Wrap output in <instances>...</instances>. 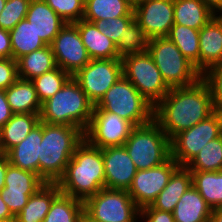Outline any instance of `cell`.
<instances>
[{
    "instance_id": "f546056e",
    "label": "cell",
    "mask_w": 222,
    "mask_h": 222,
    "mask_svg": "<svg viewBox=\"0 0 222 222\" xmlns=\"http://www.w3.org/2000/svg\"><path fill=\"white\" fill-rule=\"evenodd\" d=\"M192 185L212 208L222 207V171H191Z\"/></svg>"
},
{
    "instance_id": "9c48e42d",
    "label": "cell",
    "mask_w": 222,
    "mask_h": 222,
    "mask_svg": "<svg viewBox=\"0 0 222 222\" xmlns=\"http://www.w3.org/2000/svg\"><path fill=\"white\" fill-rule=\"evenodd\" d=\"M84 211L98 222H142L128 190L102 188L84 202Z\"/></svg>"
},
{
    "instance_id": "ee69618b",
    "label": "cell",
    "mask_w": 222,
    "mask_h": 222,
    "mask_svg": "<svg viewBox=\"0 0 222 222\" xmlns=\"http://www.w3.org/2000/svg\"><path fill=\"white\" fill-rule=\"evenodd\" d=\"M10 105L8 104L5 90H0V127L2 128L12 117Z\"/></svg>"
},
{
    "instance_id": "f1b7e54d",
    "label": "cell",
    "mask_w": 222,
    "mask_h": 222,
    "mask_svg": "<svg viewBox=\"0 0 222 222\" xmlns=\"http://www.w3.org/2000/svg\"><path fill=\"white\" fill-rule=\"evenodd\" d=\"M10 32L12 58L20 57L47 46L37 35L32 24L24 18Z\"/></svg>"
},
{
    "instance_id": "83f0119b",
    "label": "cell",
    "mask_w": 222,
    "mask_h": 222,
    "mask_svg": "<svg viewBox=\"0 0 222 222\" xmlns=\"http://www.w3.org/2000/svg\"><path fill=\"white\" fill-rule=\"evenodd\" d=\"M40 122V114L17 113L1 128L3 154L19 144Z\"/></svg>"
},
{
    "instance_id": "d4e9b609",
    "label": "cell",
    "mask_w": 222,
    "mask_h": 222,
    "mask_svg": "<svg viewBox=\"0 0 222 222\" xmlns=\"http://www.w3.org/2000/svg\"><path fill=\"white\" fill-rule=\"evenodd\" d=\"M215 15L202 0H174V24L200 30Z\"/></svg>"
},
{
    "instance_id": "d6986e66",
    "label": "cell",
    "mask_w": 222,
    "mask_h": 222,
    "mask_svg": "<svg viewBox=\"0 0 222 222\" xmlns=\"http://www.w3.org/2000/svg\"><path fill=\"white\" fill-rule=\"evenodd\" d=\"M42 142V122L40 121L19 144L7 153L9 163L22 170L39 175V151Z\"/></svg>"
},
{
    "instance_id": "484cf974",
    "label": "cell",
    "mask_w": 222,
    "mask_h": 222,
    "mask_svg": "<svg viewBox=\"0 0 222 222\" xmlns=\"http://www.w3.org/2000/svg\"><path fill=\"white\" fill-rule=\"evenodd\" d=\"M56 67L55 56L50 45L26 54L17 60L18 78L25 80H33Z\"/></svg>"
},
{
    "instance_id": "ba28073f",
    "label": "cell",
    "mask_w": 222,
    "mask_h": 222,
    "mask_svg": "<svg viewBox=\"0 0 222 222\" xmlns=\"http://www.w3.org/2000/svg\"><path fill=\"white\" fill-rule=\"evenodd\" d=\"M123 76L154 107L168 94L170 88L162 78L152 56L147 52L123 56Z\"/></svg>"
},
{
    "instance_id": "7dc6e473",
    "label": "cell",
    "mask_w": 222,
    "mask_h": 222,
    "mask_svg": "<svg viewBox=\"0 0 222 222\" xmlns=\"http://www.w3.org/2000/svg\"><path fill=\"white\" fill-rule=\"evenodd\" d=\"M216 15H222V0H202Z\"/></svg>"
},
{
    "instance_id": "b9f144b4",
    "label": "cell",
    "mask_w": 222,
    "mask_h": 222,
    "mask_svg": "<svg viewBox=\"0 0 222 222\" xmlns=\"http://www.w3.org/2000/svg\"><path fill=\"white\" fill-rule=\"evenodd\" d=\"M17 79V61L13 58H0V90L8 89Z\"/></svg>"
},
{
    "instance_id": "603a6c76",
    "label": "cell",
    "mask_w": 222,
    "mask_h": 222,
    "mask_svg": "<svg viewBox=\"0 0 222 222\" xmlns=\"http://www.w3.org/2000/svg\"><path fill=\"white\" fill-rule=\"evenodd\" d=\"M190 186H192L191 171L186 166H179L151 206L157 210L172 213L177 202Z\"/></svg>"
},
{
    "instance_id": "cb8c5ba5",
    "label": "cell",
    "mask_w": 222,
    "mask_h": 222,
    "mask_svg": "<svg viewBox=\"0 0 222 222\" xmlns=\"http://www.w3.org/2000/svg\"><path fill=\"white\" fill-rule=\"evenodd\" d=\"M6 98L14 114H40L42 104L39 101L33 82L18 78L5 90Z\"/></svg>"
},
{
    "instance_id": "4dcf8cb0",
    "label": "cell",
    "mask_w": 222,
    "mask_h": 222,
    "mask_svg": "<svg viewBox=\"0 0 222 222\" xmlns=\"http://www.w3.org/2000/svg\"><path fill=\"white\" fill-rule=\"evenodd\" d=\"M167 37L199 71V30L174 24Z\"/></svg>"
},
{
    "instance_id": "7bdbcfd3",
    "label": "cell",
    "mask_w": 222,
    "mask_h": 222,
    "mask_svg": "<svg viewBox=\"0 0 222 222\" xmlns=\"http://www.w3.org/2000/svg\"><path fill=\"white\" fill-rule=\"evenodd\" d=\"M139 219L144 222H174L171 212L157 210L151 205L140 209Z\"/></svg>"
},
{
    "instance_id": "8992f818",
    "label": "cell",
    "mask_w": 222,
    "mask_h": 222,
    "mask_svg": "<svg viewBox=\"0 0 222 222\" xmlns=\"http://www.w3.org/2000/svg\"><path fill=\"white\" fill-rule=\"evenodd\" d=\"M93 111L115 113L134 126L145 125L154 119V106L124 76L107 90Z\"/></svg>"
},
{
    "instance_id": "ffe728a7",
    "label": "cell",
    "mask_w": 222,
    "mask_h": 222,
    "mask_svg": "<svg viewBox=\"0 0 222 222\" xmlns=\"http://www.w3.org/2000/svg\"><path fill=\"white\" fill-rule=\"evenodd\" d=\"M75 24L91 59L121 58L116 43L104 35L95 23L81 19Z\"/></svg>"
},
{
    "instance_id": "5bb4252c",
    "label": "cell",
    "mask_w": 222,
    "mask_h": 222,
    "mask_svg": "<svg viewBox=\"0 0 222 222\" xmlns=\"http://www.w3.org/2000/svg\"><path fill=\"white\" fill-rule=\"evenodd\" d=\"M179 166L171 157L160 166L146 170H137L133 182L128 189V193L136 206L142 209L151 205L168 184L171 175Z\"/></svg>"
},
{
    "instance_id": "1f68e13d",
    "label": "cell",
    "mask_w": 222,
    "mask_h": 222,
    "mask_svg": "<svg viewBox=\"0 0 222 222\" xmlns=\"http://www.w3.org/2000/svg\"><path fill=\"white\" fill-rule=\"evenodd\" d=\"M84 202L60 193L52 202L43 222H79Z\"/></svg>"
},
{
    "instance_id": "8fae6325",
    "label": "cell",
    "mask_w": 222,
    "mask_h": 222,
    "mask_svg": "<svg viewBox=\"0 0 222 222\" xmlns=\"http://www.w3.org/2000/svg\"><path fill=\"white\" fill-rule=\"evenodd\" d=\"M123 76L121 58L91 59L72 77L89 100L96 105L107 90Z\"/></svg>"
},
{
    "instance_id": "db71d44e",
    "label": "cell",
    "mask_w": 222,
    "mask_h": 222,
    "mask_svg": "<svg viewBox=\"0 0 222 222\" xmlns=\"http://www.w3.org/2000/svg\"><path fill=\"white\" fill-rule=\"evenodd\" d=\"M0 222H17V220H16V218H12V219L0 221Z\"/></svg>"
},
{
    "instance_id": "9a60e30c",
    "label": "cell",
    "mask_w": 222,
    "mask_h": 222,
    "mask_svg": "<svg viewBox=\"0 0 222 222\" xmlns=\"http://www.w3.org/2000/svg\"><path fill=\"white\" fill-rule=\"evenodd\" d=\"M133 12L149 39L167 37L174 25V0H142L133 5Z\"/></svg>"
},
{
    "instance_id": "52a82bcc",
    "label": "cell",
    "mask_w": 222,
    "mask_h": 222,
    "mask_svg": "<svg viewBox=\"0 0 222 222\" xmlns=\"http://www.w3.org/2000/svg\"><path fill=\"white\" fill-rule=\"evenodd\" d=\"M147 51L170 89L190 86L202 76L168 37L149 39Z\"/></svg>"
},
{
    "instance_id": "e0dca14e",
    "label": "cell",
    "mask_w": 222,
    "mask_h": 222,
    "mask_svg": "<svg viewBox=\"0 0 222 222\" xmlns=\"http://www.w3.org/2000/svg\"><path fill=\"white\" fill-rule=\"evenodd\" d=\"M199 72L222 64V15H215L199 30Z\"/></svg>"
},
{
    "instance_id": "681fc988",
    "label": "cell",
    "mask_w": 222,
    "mask_h": 222,
    "mask_svg": "<svg viewBox=\"0 0 222 222\" xmlns=\"http://www.w3.org/2000/svg\"><path fill=\"white\" fill-rule=\"evenodd\" d=\"M209 222H222V207L212 209Z\"/></svg>"
},
{
    "instance_id": "60d3db41",
    "label": "cell",
    "mask_w": 222,
    "mask_h": 222,
    "mask_svg": "<svg viewBox=\"0 0 222 222\" xmlns=\"http://www.w3.org/2000/svg\"><path fill=\"white\" fill-rule=\"evenodd\" d=\"M35 192H16L2 189L0 191L1 198L7 204L11 213L16 216L24 206L28 203L31 195Z\"/></svg>"
},
{
    "instance_id": "816d5d0a",
    "label": "cell",
    "mask_w": 222,
    "mask_h": 222,
    "mask_svg": "<svg viewBox=\"0 0 222 222\" xmlns=\"http://www.w3.org/2000/svg\"><path fill=\"white\" fill-rule=\"evenodd\" d=\"M6 1L7 0H0V14H1V11L3 10V8L5 7Z\"/></svg>"
},
{
    "instance_id": "2e32d148",
    "label": "cell",
    "mask_w": 222,
    "mask_h": 222,
    "mask_svg": "<svg viewBox=\"0 0 222 222\" xmlns=\"http://www.w3.org/2000/svg\"><path fill=\"white\" fill-rule=\"evenodd\" d=\"M105 172V188L128 190L137 168L125 146L102 148Z\"/></svg>"
},
{
    "instance_id": "11a10c76",
    "label": "cell",
    "mask_w": 222,
    "mask_h": 222,
    "mask_svg": "<svg viewBox=\"0 0 222 222\" xmlns=\"http://www.w3.org/2000/svg\"><path fill=\"white\" fill-rule=\"evenodd\" d=\"M133 2V4L137 3V2H140L142 0H131Z\"/></svg>"
},
{
    "instance_id": "4316f807",
    "label": "cell",
    "mask_w": 222,
    "mask_h": 222,
    "mask_svg": "<svg viewBox=\"0 0 222 222\" xmlns=\"http://www.w3.org/2000/svg\"><path fill=\"white\" fill-rule=\"evenodd\" d=\"M131 0H85L83 19L95 23L122 16H134Z\"/></svg>"
},
{
    "instance_id": "7a4b0ae2",
    "label": "cell",
    "mask_w": 222,
    "mask_h": 222,
    "mask_svg": "<svg viewBox=\"0 0 222 222\" xmlns=\"http://www.w3.org/2000/svg\"><path fill=\"white\" fill-rule=\"evenodd\" d=\"M57 185L61 193L83 202L105 188L102 149L84 138L76 147Z\"/></svg>"
},
{
    "instance_id": "e575fe53",
    "label": "cell",
    "mask_w": 222,
    "mask_h": 222,
    "mask_svg": "<svg viewBox=\"0 0 222 222\" xmlns=\"http://www.w3.org/2000/svg\"><path fill=\"white\" fill-rule=\"evenodd\" d=\"M72 76L56 67L31 80L41 104L59 91Z\"/></svg>"
},
{
    "instance_id": "ab89813d",
    "label": "cell",
    "mask_w": 222,
    "mask_h": 222,
    "mask_svg": "<svg viewBox=\"0 0 222 222\" xmlns=\"http://www.w3.org/2000/svg\"><path fill=\"white\" fill-rule=\"evenodd\" d=\"M133 20L134 16H122L109 18L107 20H98L95 24L104 35L117 44L119 39L125 34V27H127Z\"/></svg>"
},
{
    "instance_id": "f907efd6",
    "label": "cell",
    "mask_w": 222,
    "mask_h": 222,
    "mask_svg": "<svg viewBox=\"0 0 222 222\" xmlns=\"http://www.w3.org/2000/svg\"><path fill=\"white\" fill-rule=\"evenodd\" d=\"M79 222H98L89 216L85 211L81 214Z\"/></svg>"
},
{
    "instance_id": "3957f363",
    "label": "cell",
    "mask_w": 222,
    "mask_h": 222,
    "mask_svg": "<svg viewBox=\"0 0 222 222\" xmlns=\"http://www.w3.org/2000/svg\"><path fill=\"white\" fill-rule=\"evenodd\" d=\"M83 139L84 133L77 127L42 122L39 176L46 183H57Z\"/></svg>"
},
{
    "instance_id": "ac0fdd59",
    "label": "cell",
    "mask_w": 222,
    "mask_h": 222,
    "mask_svg": "<svg viewBox=\"0 0 222 222\" xmlns=\"http://www.w3.org/2000/svg\"><path fill=\"white\" fill-rule=\"evenodd\" d=\"M25 18L46 45H51L55 36L66 24L44 0H31Z\"/></svg>"
},
{
    "instance_id": "4fadbf2b",
    "label": "cell",
    "mask_w": 222,
    "mask_h": 222,
    "mask_svg": "<svg viewBox=\"0 0 222 222\" xmlns=\"http://www.w3.org/2000/svg\"><path fill=\"white\" fill-rule=\"evenodd\" d=\"M50 46L57 66L71 76L91 60L75 23H66Z\"/></svg>"
},
{
    "instance_id": "44dd1931",
    "label": "cell",
    "mask_w": 222,
    "mask_h": 222,
    "mask_svg": "<svg viewBox=\"0 0 222 222\" xmlns=\"http://www.w3.org/2000/svg\"><path fill=\"white\" fill-rule=\"evenodd\" d=\"M212 208L192 185L182 195L172 214L174 222H209Z\"/></svg>"
},
{
    "instance_id": "f6af8a7d",
    "label": "cell",
    "mask_w": 222,
    "mask_h": 222,
    "mask_svg": "<svg viewBox=\"0 0 222 222\" xmlns=\"http://www.w3.org/2000/svg\"><path fill=\"white\" fill-rule=\"evenodd\" d=\"M0 58H12L10 32L0 28Z\"/></svg>"
},
{
    "instance_id": "836d02e7",
    "label": "cell",
    "mask_w": 222,
    "mask_h": 222,
    "mask_svg": "<svg viewBox=\"0 0 222 222\" xmlns=\"http://www.w3.org/2000/svg\"><path fill=\"white\" fill-rule=\"evenodd\" d=\"M45 183L38 174L9 164L7 166L5 187L3 189L16 192H36Z\"/></svg>"
},
{
    "instance_id": "c3c4849f",
    "label": "cell",
    "mask_w": 222,
    "mask_h": 222,
    "mask_svg": "<svg viewBox=\"0 0 222 222\" xmlns=\"http://www.w3.org/2000/svg\"><path fill=\"white\" fill-rule=\"evenodd\" d=\"M12 218H15V216L11 213L7 204L4 202L0 195V221L9 220Z\"/></svg>"
},
{
    "instance_id": "d590c367",
    "label": "cell",
    "mask_w": 222,
    "mask_h": 222,
    "mask_svg": "<svg viewBox=\"0 0 222 222\" xmlns=\"http://www.w3.org/2000/svg\"><path fill=\"white\" fill-rule=\"evenodd\" d=\"M149 38L135 19L125 27V34L119 39L117 52L122 58L129 54L145 53L148 50Z\"/></svg>"
},
{
    "instance_id": "f35d334b",
    "label": "cell",
    "mask_w": 222,
    "mask_h": 222,
    "mask_svg": "<svg viewBox=\"0 0 222 222\" xmlns=\"http://www.w3.org/2000/svg\"><path fill=\"white\" fill-rule=\"evenodd\" d=\"M201 78L209 87L214 109L222 112V64L207 69Z\"/></svg>"
},
{
    "instance_id": "277c9868",
    "label": "cell",
    "mask_w": 222,
    "mask_h": 222,
    "mask_svg": "<svg viewBox=\"0 0 222 222\" xmlns=\"http://www.w3.org/2000/svg\"><path fill=\"white\" fill-rule=\"evenodd\" d=\"M94 106L79 83L71 77L59 91L42 103L40 121L77 127L84 133L90 124Z\"/></svg>"
},
{
    "instance_id": "8d00e7d4",
    "label": "cell",
    "mask_w": 222,
    "mask_h": 222,
    "mask_svg": "<svg viewBox=\"0 0 222 222\" xmlns=\"http://www.w3.org/2000/svg\"><path fill=\"white\" fill-rule=\"evenodd\" d=\"M31 0H7L0 14V28L12 30L28 12Z\"/></svg>"
},
{
    "instance_id": "74e56055",
    "label": "cell",
    "mask_w": 222,
    "mask_h": 222,
    "mask_svg": "<svg viewBox=\"0 0 222 222\" xmlns=\"http://www.w3.org/2000/svg\"><path fill=\"white\" fill-rule=\"evenodd\" d=\"M66 23L83 19L85 0H44Z\"/></svg>"
},
{
    "instance_id": "7c38bea8",
    "label": "cell",
    "mask_w": 222,
    "mask_h": 222,
    "mask_svg": "<svg viewBox=\"0 0 222 222\" xmlns=\"http://www.w3.org/2000/svg\"><path fill=\"white\" fill-rule=\"evenodd\" d=\"M135 126L109 111H93L84 138L93 146L102 148L123 146Z\"/></svg>"
},
{
    "instance_id": "d6a6232c",
    "label": "cell",
    "mask_w": 222,
    "mask_h": 222,
    "mask_svg": "<svg viewBox=\"0 0 222 222\" xmlns=\"http://www.w3.org/2000/svg\"><path fill=\"white\" fill-rule=\"evenodd\" d=\"M186 167L190 171H222V134L208 142Z\"/></svg>"
},
{
    "instance_id": "7402d4cb",
    "label": "cell",
    "mask_w": 222,
    "mask_h": 222,
    "mask_svg": "<svg viewBox=\"0 0 222 222\" xmlns=\"http://www.w3.org/2000/svg\"><path fill=\"white\" fill-rule=\"evenodd\" d=\"M60 193L57 183H45L30 196L26 206L15 216L17 222H43L53 200Z\"/></svg>"
},
{
    "instance_id": "30bf717a",
    "label": "cell",
    "mask_w": 222,
    "mask_h": 222,
    "mask_svg": "<svg viewBox=\"0 0 222 222\" xmlns=\"http://www.w3.org/2000/svg\"><path fill=\"white\" fill-rule=\"evenodd\" d=\"M221 134L222 112L215 110L206 119L170 139L171 157L180 166H186L208 142Z\"/></svg>"
},
{
    "instance_id": "f5cc1de1",
    "label": "cell",
    "mask_w": 222,
    "mask_h": 222,
    "mask_svg": "<svg viewBox=\"0 0 222 222\" xmlns=\"http://www.w3.org/2000/svg\"><path fill=\"white\" fill-rule=\"evenodd\" d=\"M1 154H3V145H2L1 127H0V155Z\"/></svg>"
},
{
    "instance_id": "6da1fadb",
    "label": "cell",
    "mask_w": 222,
    "mask_h": 222,
    "mask_svg": "<svg viewBox=\"0 0 222 222\" xmlns=\"http://www.w3.org/2000/svg\"><path fill=\"white\" fill-rule=\"evenodd\" d=\"M214 111L209 87L200 78L190 86L171 88L154 107V120L171 139L206 119Z\"/></svg>"
},
{
    "instance_id": "5b68a950",
    "label": "cell",
    "mask_w": 222,
    "mask_h": 222,
    "mask_svg": "<svg viewBox=\"0 0 222 222\" xmlns=\"http://www.w3.org/2000/svg\"><path fill=\"white\" fill-rule=\"evenodd\" d=\"M124 146L137 170L160 166L171 158L170 139L154 119L135 126Z\"/></svg>"
},
{
    "instance_id": "bcb514c9",
    "label": "cell",
    "mask_w": 222,
    "mask_h": 222,
    "mask_svg": "<svg viewBox=\"0 0 222 222\" xmlns=\"http://www.w3.org/2000/svg\"><path fill=\"white\" fill-rule=\"evenodd\" d=\"M9 160L6 154L0 155V191L5 187V175Z\"/></svg>"
}]
</instances>
